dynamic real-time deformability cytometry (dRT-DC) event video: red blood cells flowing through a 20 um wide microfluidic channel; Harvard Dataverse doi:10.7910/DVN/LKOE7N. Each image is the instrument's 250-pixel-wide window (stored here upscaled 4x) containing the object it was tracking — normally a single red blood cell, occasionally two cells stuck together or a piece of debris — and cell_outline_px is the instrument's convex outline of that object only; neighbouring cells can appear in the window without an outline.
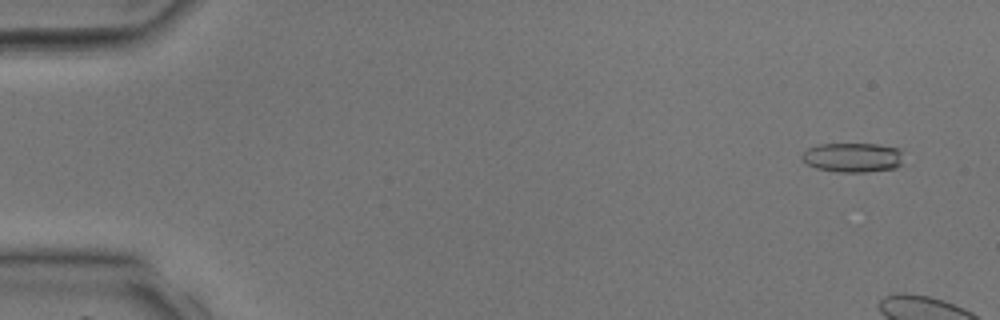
{"species": "common noctule bat (a hibernating species)", "species_latin": "Nyctalus noctula", "temperature_condition": "room temperature", "stored_images_in_passage": 7, "camera_frame_rate_fps": 3000, "um_per_image_px": 0.085, "animal": {"sex": "male", "body_mass_g": 17.9, "forearm_length_mm": 54.2}, "frame": {"image": 1, "passage_image": 2, "time_ms": 0.333, "image_size_px": [1000, 320], "cell_outline_px": [[900, 164], [896, 168], [864, 172], [836, 172], [816, 168], [800, 160], [800, 156], [808, 148], [820, 144], [876, 144], [896, 148], [900, 152]], "centroid_in_image_um": [72.41, 13.39], "position_along_channel_um": 12.6, "area_um2": 17.28}}